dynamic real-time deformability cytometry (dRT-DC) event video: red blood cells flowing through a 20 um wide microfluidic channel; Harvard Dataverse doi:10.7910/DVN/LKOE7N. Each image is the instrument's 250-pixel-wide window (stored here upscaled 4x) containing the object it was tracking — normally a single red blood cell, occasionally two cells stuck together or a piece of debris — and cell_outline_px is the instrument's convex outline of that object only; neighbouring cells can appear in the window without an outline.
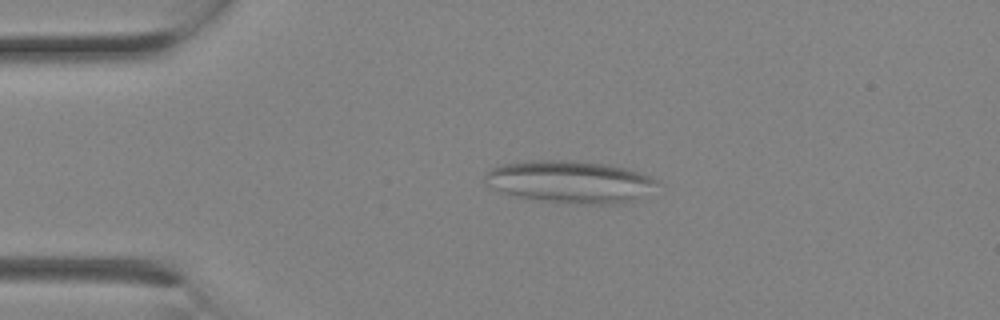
{"species": "Egyptian fruit bat (a non-hibernating species)", "species_latin": "Rousettus aegyptiacus", "temperature_condition": "room temperature", "stored_images_in_passage": 1, "camera_frame_rate_fps": 3000, "um_per_image_px": 0.085, "animal": {"sex": "female"}, "frame": {"image": 1, "passage_image": 1, "time_ms": 0.0, "image_size_px": [1000, 320], "cell_outline_px": [[660, 180], [632, 200], [616, 204], [584, 204], [544, 200], [520, 196], [504, 192], [492, 188], [484, 180], [484, 176], [492, 168], [500, 164], [528, 160], [564, 160], [604, 164], [624, 168]], "centroid_in_image_um": [48.36, 15.43], "position_along_channel_um": 36.6, "area_um2": 41.21}}